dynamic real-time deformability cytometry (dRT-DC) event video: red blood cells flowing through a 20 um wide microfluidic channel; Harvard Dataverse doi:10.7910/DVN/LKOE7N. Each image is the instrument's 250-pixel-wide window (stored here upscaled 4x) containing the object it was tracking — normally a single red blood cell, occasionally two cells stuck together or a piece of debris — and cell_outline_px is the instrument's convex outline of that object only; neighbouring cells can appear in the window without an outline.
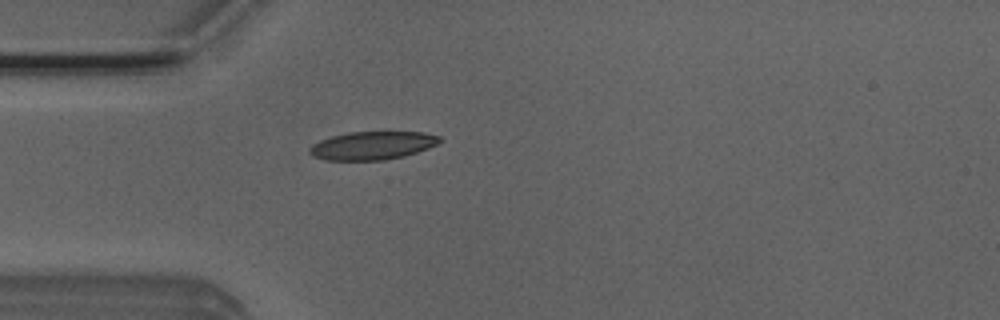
{"species": "Egyptian fruit bat (a non-hibernating species)", "species_latin": "Rousettus aegyptiacus", "temperature_condition": "room temperature", "stored_images_in_passage": 7, "camera_frame_rate_fps": 3000, "um_per_image_px": 0.085, "animal": {"sex": "male"}, "frame": {"image": 1, "passage_image": 7, "time_ms": 2.0, "image_size_px": [1000, 320], "cell_outline_px": [[444, 140], [428, 148], [404, 156], [384, 160], [324, 160], [312, 156], [308, 152], [312, 144], [320, 140], [332, 136], [348, 132], [424, 132], [440, 136]], "centroid_in_image_um": [31.65, 12.37], "position_along_channel_um": 53.4, "area_um2": 21.44}}